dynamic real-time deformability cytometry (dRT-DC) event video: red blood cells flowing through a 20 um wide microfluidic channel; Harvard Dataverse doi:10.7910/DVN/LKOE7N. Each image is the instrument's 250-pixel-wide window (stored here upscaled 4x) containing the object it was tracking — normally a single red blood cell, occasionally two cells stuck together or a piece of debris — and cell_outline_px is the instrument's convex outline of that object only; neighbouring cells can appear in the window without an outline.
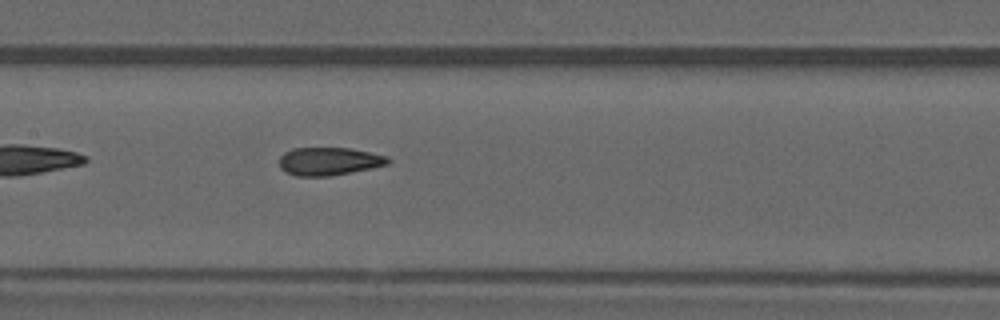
{"species": "common noctule bat (a hibernating species)", "species_latin": "Nyctalus noctula", "temperature_condition": "warm", "stored_images_in_passage": 33, "camera_frame_rate_fps": 3000, "um_per_image_px": 0.085, "animal": {"sex": "male", "forearm_length_mm": 52.5}, "frame": {"image": 1, "passage_image": 10, "time_ms": 3.0, "image_size_px": [1000, 320], "cell_outline_px": [[392, 160], [388, 164], [372, 168], [328, 176], [296, 176], [280, 168], [280, 156], [284, 152], [292, 148], [348, 148], [388, 156]], "centroid_in_image_um": [27.97, 13.7], "position_along_channel_um": 179.4, "area_um2": 17.63}, "authors_computed_cell_mechanics": {"area_um2": 18.0336, "velocity_mm_per_s": 4.0139, "shape_relaxation_time_tau1_ms": null, "shape_relaxation_time_tau2_ms": 1.6644, "deformation_change_tau1": null, "deformation_change_tau2": 0.0935}}